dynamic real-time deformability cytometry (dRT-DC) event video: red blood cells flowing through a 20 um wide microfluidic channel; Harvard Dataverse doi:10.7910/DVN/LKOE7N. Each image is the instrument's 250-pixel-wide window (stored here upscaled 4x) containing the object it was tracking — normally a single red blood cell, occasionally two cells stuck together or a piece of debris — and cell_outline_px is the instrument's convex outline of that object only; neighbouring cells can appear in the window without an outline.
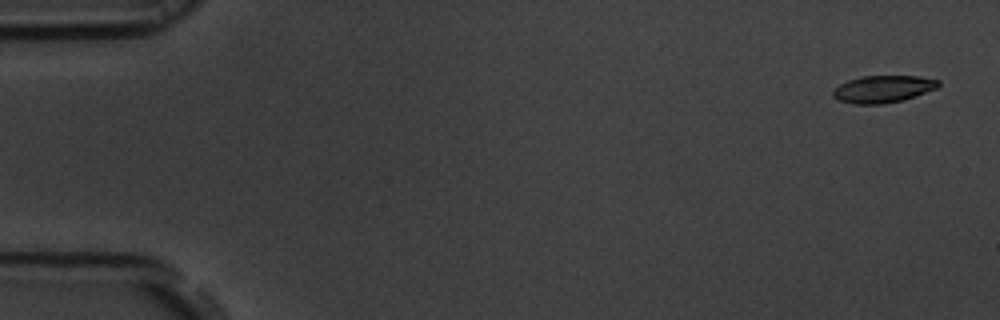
{"species": "common noctule bat (a hibernating species)", "species_latin": "Nyctalus noctula", "temperature_condition": "room temperature", "stored_images_in_passage": 55, "camera_frame_rate_fps": 3000, "um_per_image_px": 0.085, "animal": {"sex": "male", "body_mass_g": 19.5, "forearm_length_mm": 54.6}, "frame": {"image": 1, "passage_image": 1, "time_ms": 0.0, "image_size_px": [1000, 320], "cell_outline_px": [[940, 84], [936, 88], [916, 96], [904, 100], [884, 104], [852, 104], [840, 100], [832, 96], [832, 92], [840, 84], [848, 80], [864, 76], [920, 76], [940, 80]], "centroid_in_image_um": [75.08, 7.57], "position_along_channel_um": 9.9, "area_um2": 16.7}}
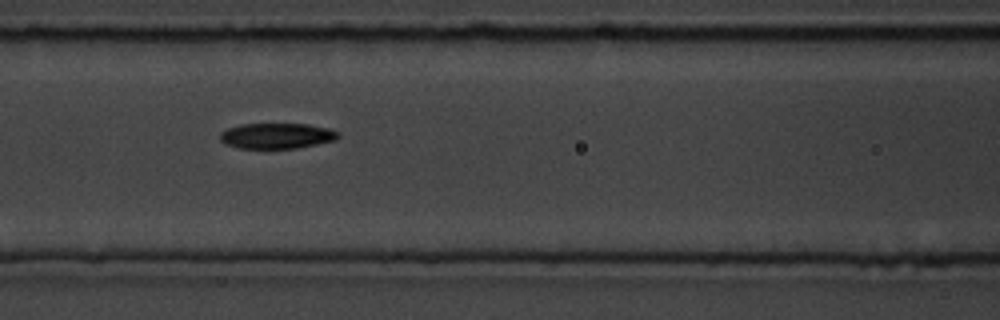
{"frame": {"image": 2, "passage_image": 23, "time_ms": 7.333, "image_size_px": [1000, 320], "cell_outline_px": [[340, 136], [336, 140], [296, 148], [240, 148], [228, 144], [220, 140], [220, 132], [228, 128], [240, 124], [308, 124], [328, 128], [340, 132]], "centroid_in_image_um": [23.55, 11.54], "position_along_channel_um": 143.0, "area_um2": 17.51}}
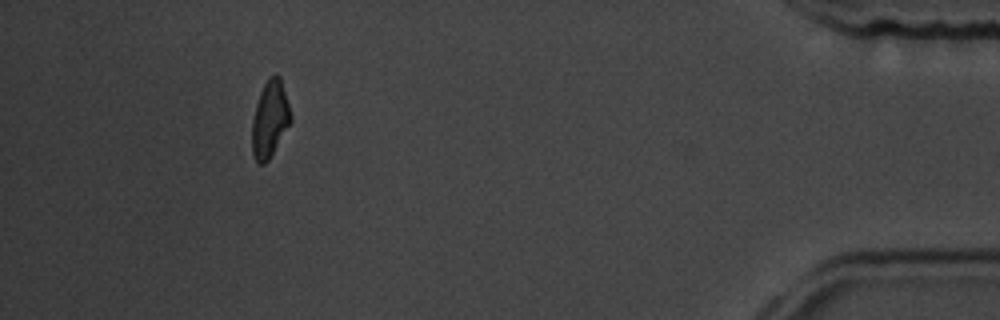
{"frame": {"image": 3, "passage_image": 50, "time_ms": 16.333, "image_size_px": [1000, 320], "cell_outline_px": [[292, 120], [268, 160], [264, 164], [260, 164], [256, 160], [252, 152], [252, 120], [256, 104], [260, 92], [264, 84], [276, 72], [280, 76], [292, 116]], "centroid_in_image_um": [22.94, 10.11], "position_along_channel_um": 412.3, "area_um2": 17.05}, "authors_computed_cell_mechanics": {"area_um2": 17.918, "velocity_mm_per_s": 3.6721, "shape_relaxation_time_tau1_ms": 4.0038, "shape_relaxation_time_tau2_ms": 6.4391, "deformation_change_tau1": 0.1504, "deformation_change_tau2": 0.1432}}